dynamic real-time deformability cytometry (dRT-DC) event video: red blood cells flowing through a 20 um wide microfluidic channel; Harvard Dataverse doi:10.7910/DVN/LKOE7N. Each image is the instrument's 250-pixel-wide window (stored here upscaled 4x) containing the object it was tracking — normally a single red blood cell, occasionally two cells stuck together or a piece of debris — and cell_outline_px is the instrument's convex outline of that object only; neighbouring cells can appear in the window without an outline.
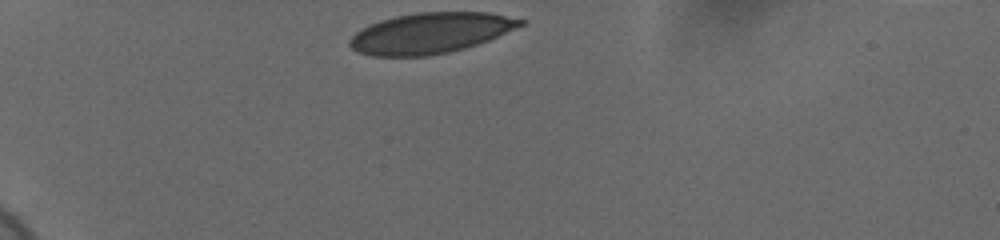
{"species": "human", "species_latin": "Homo sapiens", "temperature_condition": "cold", "stored_images_in_passage": 34, "camera_frame_rate_fps": 3000, "um_per_image_px": 0.085, "donor": {"sex": "female"}, "frame": {"image": 1, "passage_image": 1, "time_ms": 0.0, "image_size_px": [1000, 240], "cell_outline_px": [[528, 20], [524, 24], [488, 40], [464, 48], [448, 52], [428, 56], [372, 56], [356, 52], [348, 44], [348, 40], [356, 32], [380, 20], [396, 16], [416, 12], [488, 12]], "centroid_in_image_um": [36.57, 2.81], "position_along_channel_um": 48.4, "area_um2": 40.29}}
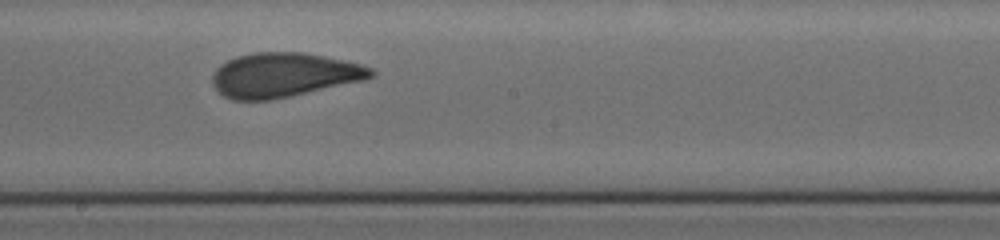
{"frame": {"image": 2, "passage_image": 19, "time_ms": 6.0, "image_size_px": [1000, 240], "cell_outline_px": [[376, 76], [368, 80], [292, 96], [272, 100], [232, 100], [224, 96], [212, 84], [212, 76], [216, 68], [220, 64], [236, 56], [256, 52], [304, 52], [324, 56], [360, 64], [372, 68], [376, 72]], "centroid_in_image_um": [24.16, 6.38], "position_along_channel_um": 224.0, "area_um2": 41.44}}
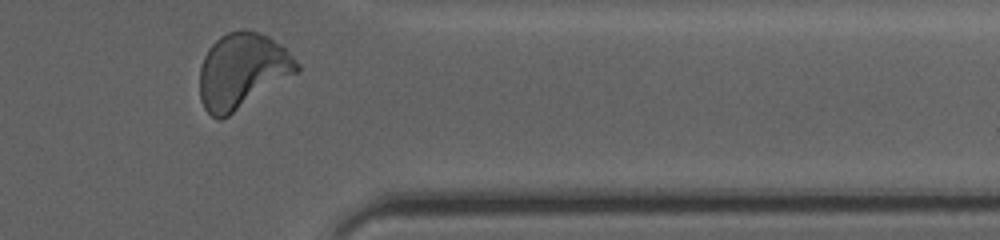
{"frame": {"image": 3, "passage_image": 33, "time_ms": 10.667, "image_size_px": [1000, 240], "cell_outline_px": [[300, 68], [296, 72], [228, 116], [220, 120], [212, 116], [204, 108], [200, 100], [200, 68], [204, 56], [208, 48], [220, 36], [228, 32], [244, 28], [268, 36], [280, 44], [300, 64]], "centroid_in_image_um": [20.55, 6.0], "position_along_channel_um": 390.9, "area_um2": 42.14}, "authors_computed_cell_mechanics": {"area_um2": 41.2114, "velocity_mm_per_s": 3.6755, "shape_relaxation_time_tau1_ms": 5.6769, "shape_relaxation_time_tau2_ms": 0.8099, "deformation_change_tau1": 0.1492, "deformation_change_tau2": 0.0704}}